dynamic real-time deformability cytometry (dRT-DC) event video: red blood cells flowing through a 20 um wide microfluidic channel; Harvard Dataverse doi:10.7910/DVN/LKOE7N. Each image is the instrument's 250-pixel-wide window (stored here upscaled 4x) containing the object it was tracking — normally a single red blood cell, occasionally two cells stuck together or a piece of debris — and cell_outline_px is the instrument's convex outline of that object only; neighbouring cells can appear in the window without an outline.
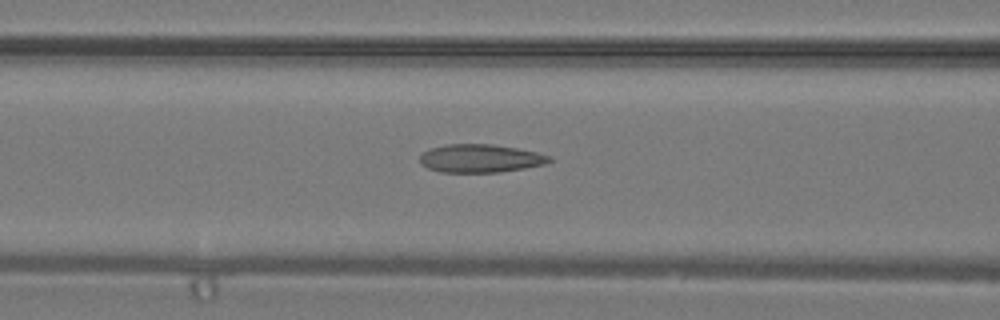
{"species": "common noctule bat (a hibernating species)", "species_latin": "Nyctalus noctula", "temperature_condition": "warm", "stored_images_in_passage": 21, "camera_frame_rate_fps": 3000, "um_per_image_px": 0.085, "animal": {"sex": "male", "body_mass_g": 19.2, "forearm_length_mm": 51.8}, "frame": {"image": 1, "passage_image": 6, "time_ms": 1.667, "image_size_px": [1000, 320], "cell_outline_px": [[552, 160], [544, 164], [524, 168], [500, 172], [440, 172], [428, 168], [420, 164], [420, 156], [424, 152], [432, 148], [448, 144], [492, 144], [516, 148], [536, 152], [552, 156]], "centroid_in_image_um": [40.83, 13.46], "position_along_channel_um": 125.8, "area_um2": 21.15}}
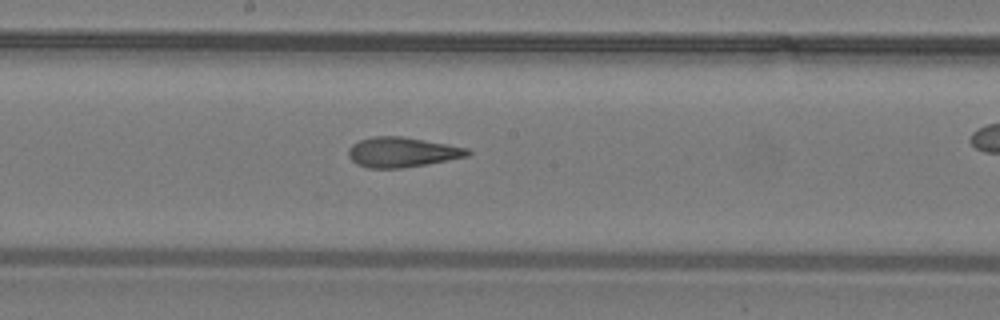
{"frame": {"image": 2, "passage_image": 11, "time_ms": 3.333, "image_size_px": [1000, 320], "cell_outline_px": [[472, 152], [468, 156], [448, 160], [400, 168], [368, 168], [356, 164], [348, 156], [348, 148], [352, 144], [360, 140], [372, 136], [400, 136], [468, 148]], "centroid_in_image_um": [34.13, 12.93], "position_along_channel_um": 214.1, "area_um2": 20.63}}
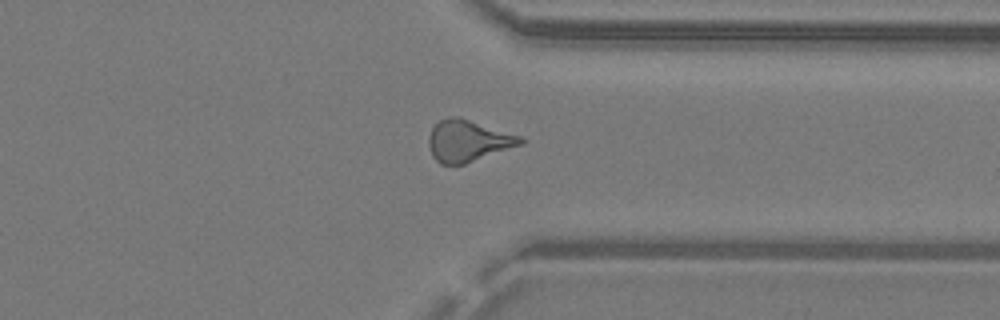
{"frame": {"image": 3, "passage_image": 20, "time_ms": 6.333, "image_size_px": [1000, 320], "cell_outline_px": [[528, 140], [524, 144], [464, 164], [440, 164], [432, 156], [428, 144], [428, 136], [432, 128], [440, 120], [448, 116], [460, 116], [520, 136]], "centroid_in_image_um": [39.79, 11.96], "position_along_channel_um": 371.6, "area_um2": 22.43}}